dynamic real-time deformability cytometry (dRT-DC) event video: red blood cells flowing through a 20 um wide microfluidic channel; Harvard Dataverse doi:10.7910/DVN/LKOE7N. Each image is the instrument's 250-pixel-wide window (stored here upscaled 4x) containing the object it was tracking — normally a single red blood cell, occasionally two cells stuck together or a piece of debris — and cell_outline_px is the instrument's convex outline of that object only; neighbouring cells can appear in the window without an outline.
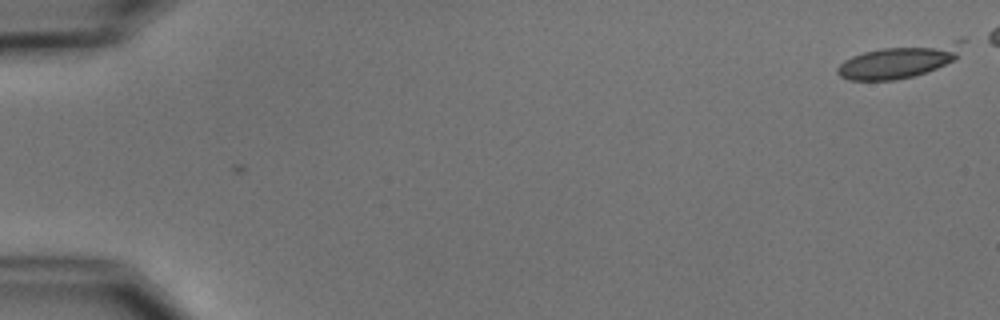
{"species": "common noctule bat (a hibernating species)", "species_latin": "Nyctalus noctula", "temperature_condition": "cold", "stored_images_in_passage": 2, "camera_frame_rate_fps": 3000, "um_per_image_px": 0.085, "animal": {"sex": "male", "body_mass_g": 15.6}, "frame": {"image": 1, "passage_image": 2, "time_ms": 1.0, "image_size_px": [1000, 320], "cell_outline_px": [[968, 40], [956, 60], [928, 72], [896, 80], [848, 80], [840, 76], [836, 72], [836, 68], [844, 60], [852, 56], [864, 52], [884, 48], [964, 36]], "centroid_in_image_um": [76.63, 5.13], "position_along_channel_um": 8.4, "area_um2": 25.32}}